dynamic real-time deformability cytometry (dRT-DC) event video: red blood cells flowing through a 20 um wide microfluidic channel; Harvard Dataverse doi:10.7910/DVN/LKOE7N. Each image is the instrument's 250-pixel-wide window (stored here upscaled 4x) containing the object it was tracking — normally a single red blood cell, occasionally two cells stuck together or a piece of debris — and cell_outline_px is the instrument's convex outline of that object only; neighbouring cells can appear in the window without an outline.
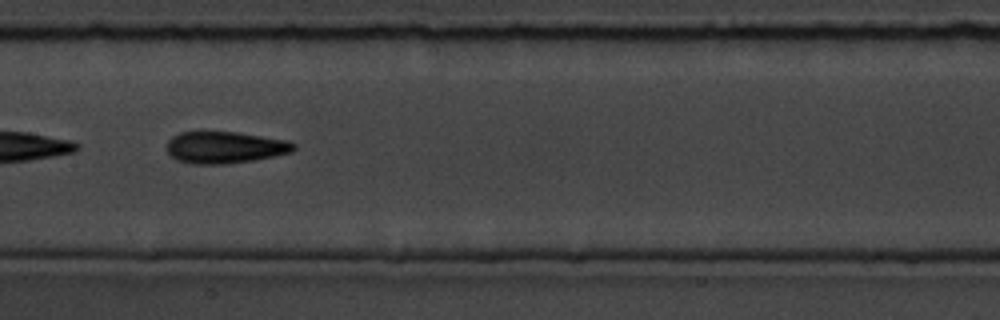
{"species": "common noctule bat (a hibernating species)", "species_latin": "Nyctalus noctula", "temperature_condition": "room temperature", "stored_images_in_passage": 34, "camera_frame_rate_fps": 3000, "um_per_image_px": 0.085, "animal": {"sex": "male", "body_mass_g": 19.5, "forearm_length_mm": 54.6}, "frame": {"image": 1, "passage_image": 27, "time_ms": 8.667, "image_size_px": [1000, 320], "cell_outline_px": [[296, 148], [292, 152], [252, 160], [224, 164], [192, 164], [176, 160], [168, 152], [168, 140], [172, 136], [180, 132], [236, 132], [288, 140], [296, 144]], "centroid_in_image_um": [19.12, 12.53], "position_along_channel_um": 188.3, "area_um2": 23.41}}